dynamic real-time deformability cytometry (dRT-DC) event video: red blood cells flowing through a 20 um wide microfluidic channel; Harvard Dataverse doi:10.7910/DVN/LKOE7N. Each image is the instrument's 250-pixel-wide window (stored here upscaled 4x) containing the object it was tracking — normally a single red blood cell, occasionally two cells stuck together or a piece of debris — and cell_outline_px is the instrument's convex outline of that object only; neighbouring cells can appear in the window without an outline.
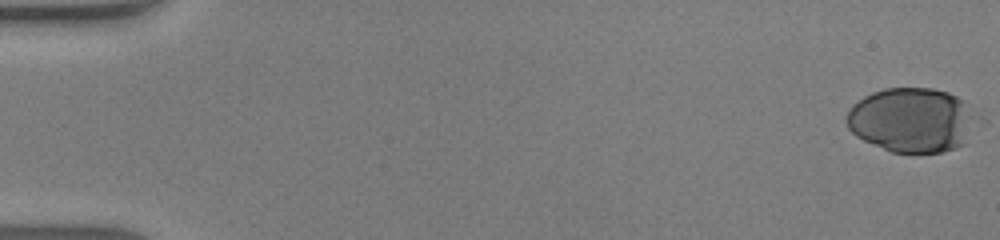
{"species": "human", "species_latin": "Homo sapiens", "temperature_condition": "warm", "stored_images_in_passage": 48, "camera_frame_rate_fps": 3000, "um_per_image_px": 0.085, "donor": {"sex": "male"}, "frame": {"image": 1, "passage_image": 1, "time_ms": 0.0, "image_size_px": [1000, 240], "cell_outline_px": [[984, 120], [964, 144], [956, 148], [940, 152], [892, 152], [864, 140], [856, 136], [848, 128], [848, 112], [852, 104], [864, 96], [872, 92], [884, 88], [932, 88], [948, 92], [956, 96], [984, 116]], "centroid_in_image_um": [77.64, 10.19], "position_along_channel_um": 7.4, "area_um2": 49.88}}
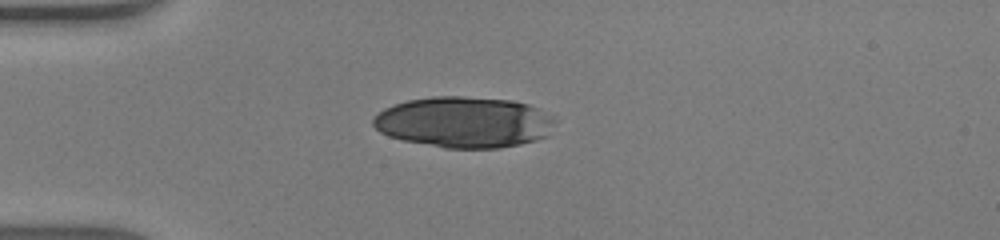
{"frame": {"image": 2, "passage_image": 14, "time_ms": 4.333, "image_size_px": [1000, 240], "cell_outline_px": [[556, 120], [548, 136], [536, 140], [520, 144], [500, 148], [444, 148], [404, 140], [388, 136], [380, 132], [372, 124], [372, 120], [384, 108], [408, 100], [432, 96], [460, 96], [512, 100], [528, 104], [552, 116]], "centroid_in_image_um": [39.46, 10.39], "position_along_channel_um": 45.5, "area_um2": 54.04}}